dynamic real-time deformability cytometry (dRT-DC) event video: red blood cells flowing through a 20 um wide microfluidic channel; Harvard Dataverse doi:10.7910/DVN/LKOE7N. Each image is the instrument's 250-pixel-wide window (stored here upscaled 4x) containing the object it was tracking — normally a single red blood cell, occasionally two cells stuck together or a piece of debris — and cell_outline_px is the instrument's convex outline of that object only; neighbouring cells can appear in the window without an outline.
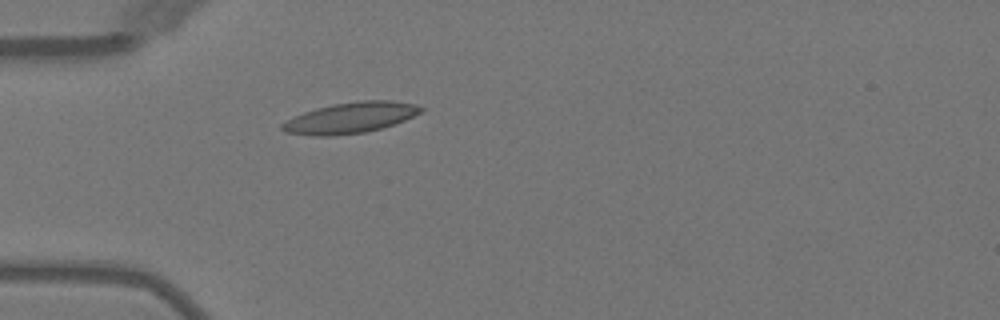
{"species": "Egyptian fruit bat (a non-hibernating species)", "species_latin": "Rousettus aegyptiacus", "temperature_condition": "warm", "stored_images_in_passage": 5, "camera_frame_rate_fps": 3000, "um_per_image_px": 0.085, "animal": {"sex": "female"}, "frame": {"image": 1, "passage_image": 5, "time_ms": 5.0, "image_size_px": [1000, 320], "cell_outline_px": [[424, 108], [420, 112], [404, 120], [380, 128], [364, 132], [328, 136], [316, 136], [284, 132], [280, 128], [280, 124], [304, 112], [316, 108], [332, 104], [360, 100], [388, 100], [416, 104]], "centroid_in_image_um": [29.76, 10.0], "position_along_channel_um": 55.2, "area_um2": 24.62}}